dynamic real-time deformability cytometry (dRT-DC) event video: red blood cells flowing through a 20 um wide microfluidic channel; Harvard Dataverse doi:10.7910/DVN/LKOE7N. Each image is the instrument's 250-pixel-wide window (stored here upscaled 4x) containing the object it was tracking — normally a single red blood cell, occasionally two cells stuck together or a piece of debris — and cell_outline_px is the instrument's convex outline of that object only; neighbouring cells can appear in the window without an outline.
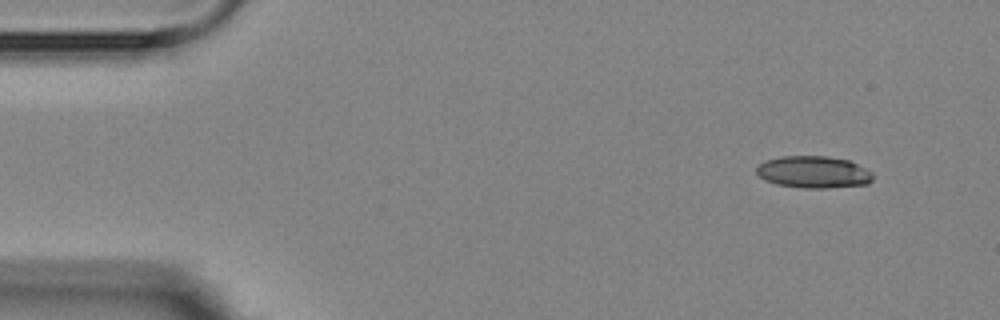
{"species": "Egyptian fruit bat (a non-hibernating species)", "species_latin": "Rousettus aegyptiacus", "temperature_condition": "room temperature", "stored_images_in_passage": 4, "camera_frame_rate_fps": 3000, "um_per_image_px": 0.085, "animal": {"sex": "female"}, "frame": {"image": 1, "passage_image": 1, "time_ms": 0.0, "image_size_px": [1000, 320], "cell_outline_px": [[872, 180], [868, 184], [828, 188], [800, 188], [776, 184], [764, 180], [756, 172], [756, 168], [760, 164], [768, 160], [784, 156], [828, 156], [848, 160], [872, 172]], "centroid_in_image_um": [69.15, 14.64], "position_along_channel_um": 15.9, "area_um2": 21.62}}
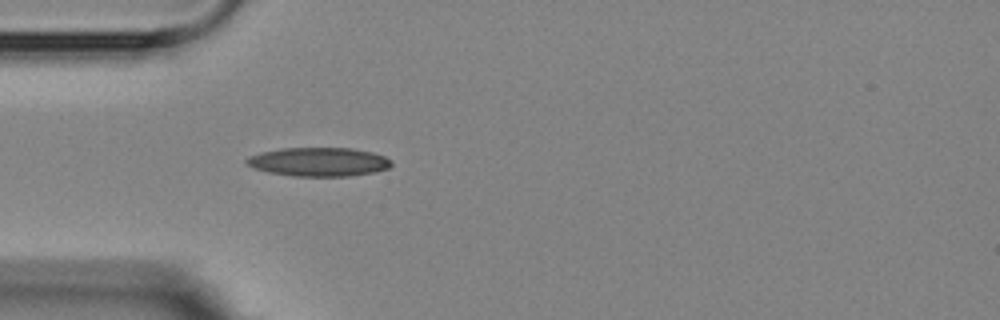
{"frame": {"image": 2, "passage_image": 4, "time_ms": 3.667, "image_size_px": [1000, 320], "cell_outline_px": [[392, 164], [388, 168], [372, 172], [352, 176], [292, 176], [268, 172], [252, 168], [244, 160], [248, 156], [260, 152], [280, 148], [352, 148], [372, 152], [384, 156], [392, 160]], "centroid_in_image_um": [27.06, 13.75], "position_along_channel_um": 57.9, "area_um2": 24.45}}